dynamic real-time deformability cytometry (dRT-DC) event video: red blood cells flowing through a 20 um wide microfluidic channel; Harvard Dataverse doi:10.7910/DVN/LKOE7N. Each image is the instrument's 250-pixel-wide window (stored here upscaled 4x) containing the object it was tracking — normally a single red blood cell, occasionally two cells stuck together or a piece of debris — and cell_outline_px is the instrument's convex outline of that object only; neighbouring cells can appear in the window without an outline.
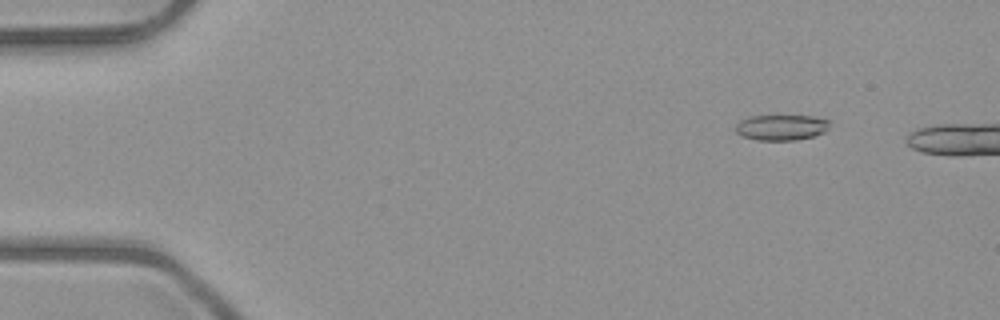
{"species": "common noctule bat (a hibernating species)", "species_latin": "Nyctalus noctula", "temperature_condition": "room temperature", "stored_images_in_passage": 14, "camera_frame_rate_fps": 3000, "um_per_image_px": 0.085, "animal": {"sex": "male", "body_mass_g": 23.1, "forearm_length_mm": 52.7}, "frame": {"image": 1, "passage_image": 7, "time_ms": 2.0, "image_size_px": [1000, 320], "cell_outline_px": [[828, 128], [824, 132], [812, 136], [796, 140], [756, 140], [740, 136], [736, 132], [736, 124], [740, 120], [748, 116], [812, 116], [828, 120]], "centroid_in_image_um": [66.36, 10.83], "position_along_channel_um": 18.6, "area_um2": 13.99}}